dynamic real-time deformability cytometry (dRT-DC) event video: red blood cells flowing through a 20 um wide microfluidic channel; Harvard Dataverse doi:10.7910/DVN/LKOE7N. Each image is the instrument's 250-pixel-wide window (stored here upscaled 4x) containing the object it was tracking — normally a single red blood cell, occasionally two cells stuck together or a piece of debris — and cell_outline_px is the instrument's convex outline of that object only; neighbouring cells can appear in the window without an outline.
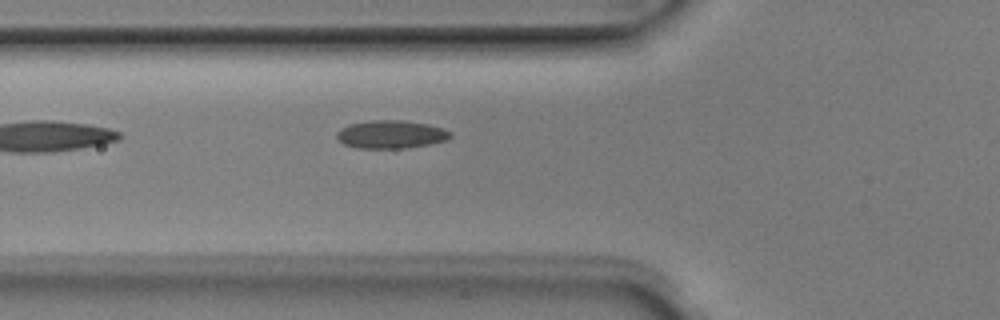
{"species": "Egyptian fruit bat (a non-hibernating species)", "species_latin": "Rousettus aegyptiacus", "temperature_condition": "room temperature", "stored_images_in_passage": 5, "camera_frame_rate_fps": 3000, "um_per_image_px": 0.085, "animal": {"sex": "male"}, "frame": {"image": 1, "passage_image": 5, "time_ms": 1.333, "image_size_px": [1000, 320], "cell_outline_px": [[452, 136], [448, 140], [428, 144], [404, 148], [356, 148], [344, 144], [336, 136], [336, 132], [340, 128], [348, 124], [368, 120], [404, 120], [428, 124], [444, 128], [452, 132]], "centroid_in_image_um": [33.24, 11.41], "position_along_channel_um": 92.6, "area_um2": 18.79}}